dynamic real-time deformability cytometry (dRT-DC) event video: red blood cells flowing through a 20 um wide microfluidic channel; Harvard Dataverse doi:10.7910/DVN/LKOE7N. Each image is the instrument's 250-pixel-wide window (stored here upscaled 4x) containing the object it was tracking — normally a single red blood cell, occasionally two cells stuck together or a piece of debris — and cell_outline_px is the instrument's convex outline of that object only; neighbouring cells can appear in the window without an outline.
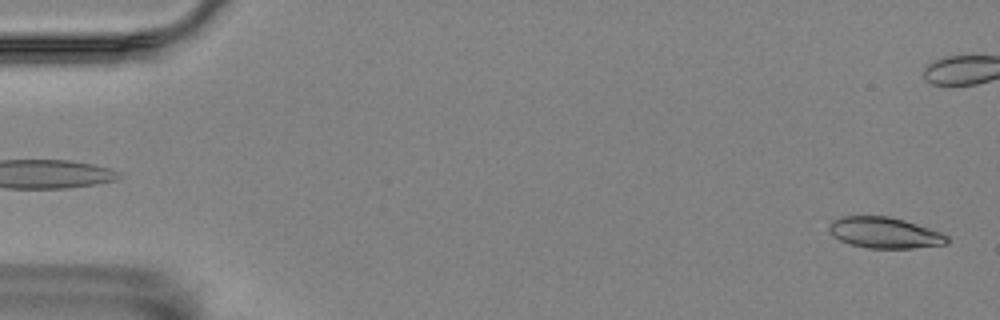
{"species": "Egyptian fruit bat (a non-hibernating species)", "species_latin": "Rousettus aegyptiacus", "temperature_condition": "room temperature", "stored_images_in_passage": 4, "camera_frame_rate_fps": 3000, "um_per_image_px": 0.085, "animal": {"sex": "female"}, "frame": {"image": 1, "passage_image": 4, "time_ms": 1.0, "image_size_px": [1000, 320], "cell_outline_px": [[948, 244], [912, 248], [868, 248], [852, 244], [840, 240], [832, 236], [828, 232], [828, 228], [832, 220], [844, 216], [888, 216], [904, 220], [940, 232], [948, 236]], "centroid_in_image_um": [75.17, 19.78], "position_along_channel_um": 9.8, "area_um2": 21.21}}